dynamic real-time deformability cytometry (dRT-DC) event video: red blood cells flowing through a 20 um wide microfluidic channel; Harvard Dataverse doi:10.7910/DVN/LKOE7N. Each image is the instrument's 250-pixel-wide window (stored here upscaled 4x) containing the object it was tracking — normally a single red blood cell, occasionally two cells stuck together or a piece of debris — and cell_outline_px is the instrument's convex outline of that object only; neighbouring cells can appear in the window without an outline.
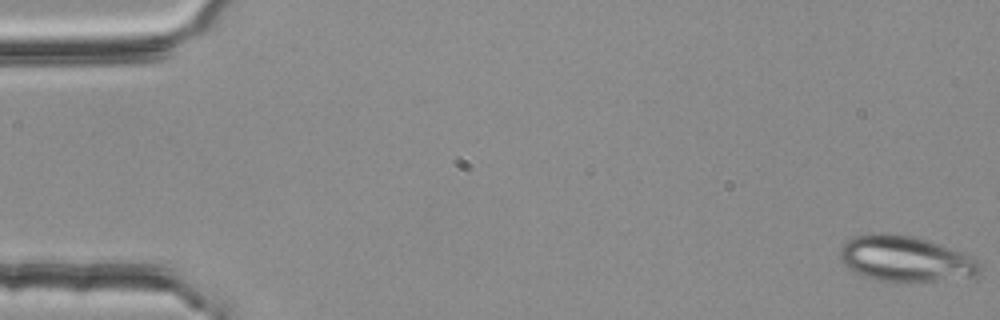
{"species": "common noctule bat (a hibernating species)", "species_latin": "Nyctalus noctula", "temperature_condition": "room temperature", "stored_images_in_passage": 53, "camera_frame_rate_fps": 3000, "um_per_image_px": 0.085, "animal": {"sex": "female", "body_mass_g": 25.1}, "frame": {"image": 1, "passage_image": 1, "time_ms": 0.0, "image_size_px": [1000, 320], "cell_outline_px": [[980, 272], [976, 276], [920, 284], [900, 284], [876, 280], [864, 276], [848, 268], [844, 264], [840, 256], [840, 248], [852, 236], [872, 232], [888, 232], [912, 236], [928, 240], [964, 252], [972, 256], [980, 264]], "centroid_in_image_um": [76.99, 22.03], "position_along_channel_um": 8.0, "area_um2": 38.49}}
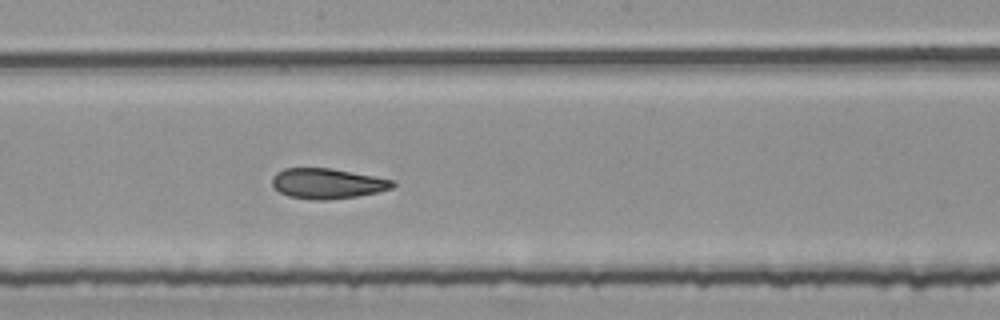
{"frame": {"image": 2, "passage_image": 30, "time_ms": 9.667, "image_size_px": [1000, 320], "cell_outline_px": [[396, 184], [392, 188], [376, 192], [356, 196], [328, 200], [316, 200], [288, 196], [280, 192], [272, 184], [272, 176], [276, 172], [284, 168], [332, 168], [396, 180]], "centroid_in_image_um": [27.83, 15.59], "position_along_channel_um": 220.4, "area_um2": 21.33}}
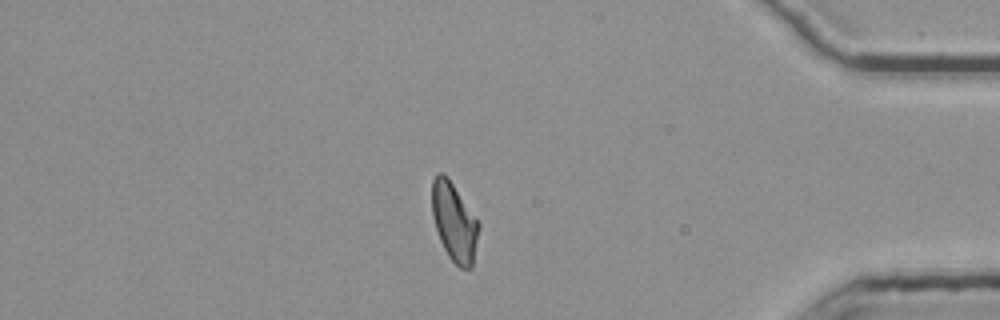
{"frame": {"image": 3, "passage_image": 47, "time_ms": 15.333, "image_size_px": [1000, 320], "cell_outline_px": [[480, 228], [472, 268], [460, 268], [448, 256], [440, 240], [432, 216], [432, 180], [436, 172], [444, 172], [448, 176], [480, 224]], "centroid_in_image_um": [38.61, 18.84], "position_along_channel_um": 396.6, "area_um2": 21.5}, "authors_computed_cell_mechanics": {"area_um2": 22.1374, "velocity_mm_per_s": 3.7571, "shape_relaxation_time_tau1_ms": 7.2205, "shape_relaxation_time_tau2_ms": 3.0036, "deformation_change_tau1": 0.1863, "deformation_change_tau2": 0.0983}}